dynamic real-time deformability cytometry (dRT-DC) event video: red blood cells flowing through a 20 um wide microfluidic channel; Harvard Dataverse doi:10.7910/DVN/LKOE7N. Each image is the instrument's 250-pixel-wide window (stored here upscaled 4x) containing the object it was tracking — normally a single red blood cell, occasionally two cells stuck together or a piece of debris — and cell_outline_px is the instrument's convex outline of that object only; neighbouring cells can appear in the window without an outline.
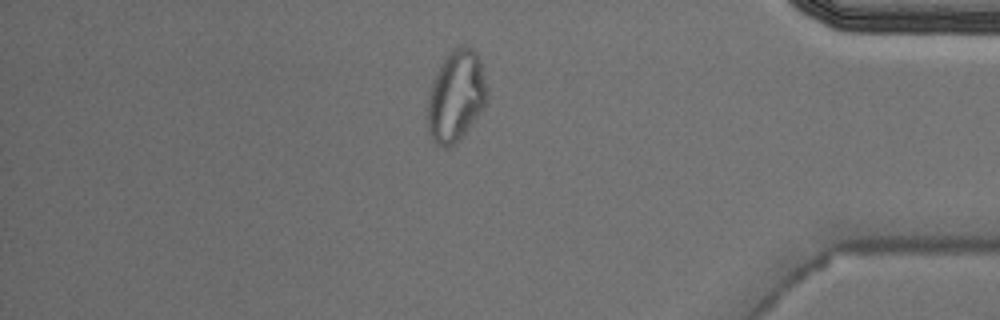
{"species": "Egyptian fruit bat (a non-hibernating species)", "species_latin": "Rousettus aegyptiacus", "temperature_condition": "cold", "stored_images_in_passage": 54, "camera_frame_rate_fps": 3000, "um_per_image_px": 0.085, "animal": {"sex": "male"}, "frame": {"image": 1, "passage_image": 46, "time_ms": 15.0, "image_size_px": [1000, 320], "cell_outline_px": [[488, 100], [484, 108], [460, 140], [448, 148], [440, 148], [428, 136], [428, 92], [432, 80], [444, 56], [448, 52], [460, 44], [464, 44], [472, 48], [476, 52], [480, 60], [488, 92]], "centroid_in_image_um": [38.75, 8.17], "position_along_channel_um": 396.4, "area_um2": 32.37}, "authors_computed_cell_mechanics": {"area_um2": 22.2819, "velocity_mm_per_s": 3.6593, "shape_relaxation_time_tau1_ms": null, "shape_relaxation_time_tau2_ms": 2.1208, "deformation_change_tau1": null, "deformation_change_tau2": 0.0687}}